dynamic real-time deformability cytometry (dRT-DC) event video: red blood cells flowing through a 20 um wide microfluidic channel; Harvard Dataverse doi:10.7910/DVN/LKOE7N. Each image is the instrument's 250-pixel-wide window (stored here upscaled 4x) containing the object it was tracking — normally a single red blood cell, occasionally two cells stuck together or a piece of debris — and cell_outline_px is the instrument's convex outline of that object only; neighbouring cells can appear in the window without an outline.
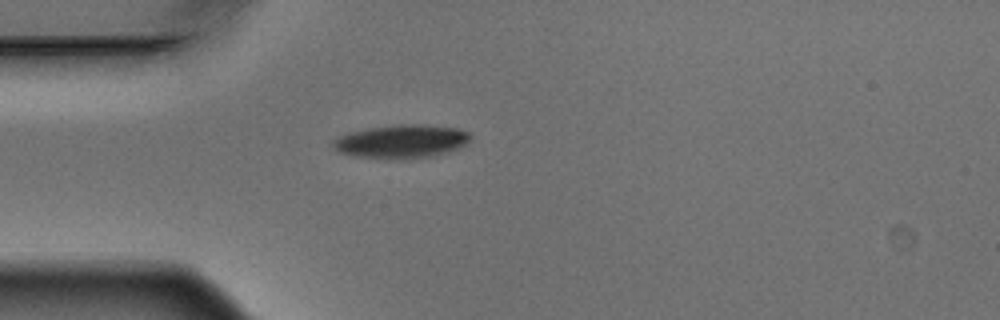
{"species": "Egyptian fruit bat (a non-hibernating species)", "species_latin": "Rousettus aegyptiacus", "temperature_condition": "warm", "stored_images_in_passage": 1, "camera_frame_rate_fps": 3000, "um_per_image_px": 0.085, "animal": {"sex": "male"}, "frame": {"image": 1, "passage_image": 1, "time_ms": 0.0, "image_size_px": [1000, 320], "cell_outline_px": [[472, 136], [464, 144], [456, 148], [432, 156], [408, 160], [400, 160], [356, 156], [340, 152], [332, 148], [332, 140], [340, 136], [352, 132], [368, 128], [400, 124], [416, 124], [456, 128], [468, 132]], "centroid_in_image_um": [34.08, 12.03], "position_along_channel_um": 50.9, "area_um2": 26.59}}